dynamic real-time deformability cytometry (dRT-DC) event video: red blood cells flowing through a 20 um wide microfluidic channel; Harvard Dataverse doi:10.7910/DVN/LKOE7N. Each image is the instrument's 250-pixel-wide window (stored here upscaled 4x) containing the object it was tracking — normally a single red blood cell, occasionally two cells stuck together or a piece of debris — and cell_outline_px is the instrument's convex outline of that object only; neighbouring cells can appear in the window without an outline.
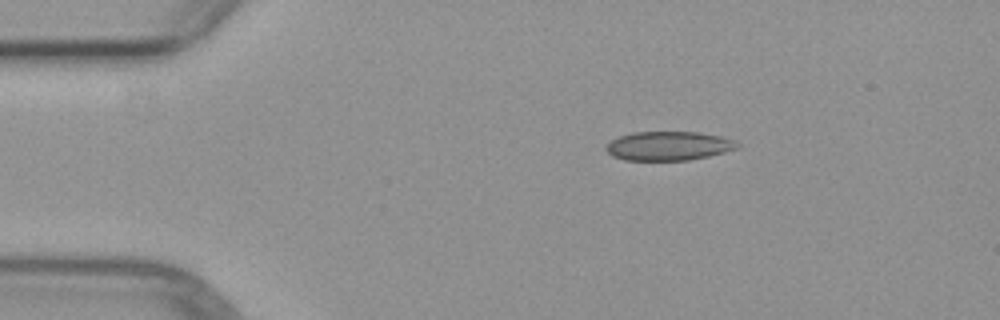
{"species": "common noctule bat (a hibernating species)", "species_latin": "Nyctalus noctula", "temperature_condition": "warm", "stored_images_in_passage": 3, "camera_frame_rate_fps": 3000, "um_per_image_px": 0.085, "animal": {"sex": "female", "body_mass_g": 29.2, "forearm_length_mm": 56.3}, "frame": {"image": 1, "passage_image": 1, "time_ms": 0.0, "image_size_px": [1000, 320], "cell_outline_px": [[740, 148], [708, 156], [688, 160], [624, 160], [612, 156], [604, 148], [612, 140], [620, 136], [632, 132], [696, 132], [720, 136], [732, 140], [740, 144]], "centroid_in_image_um": [56.82, 12.4], "position_along_channel_um": 28.2, "area_um2": 22.08}}
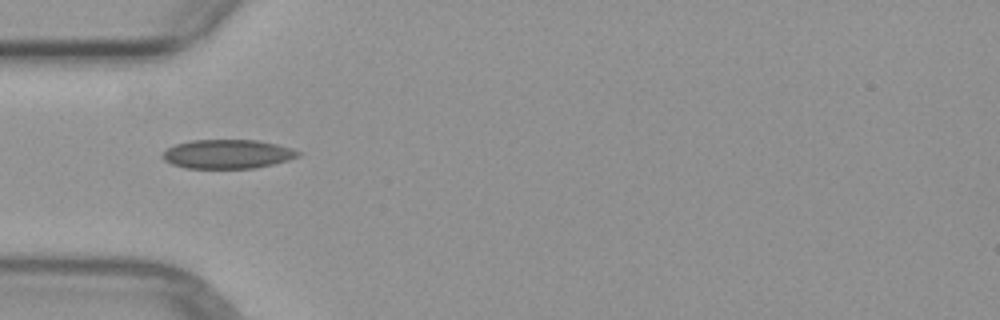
{"frame": {"image": 2, "passage_image": 3, "time_ms": 2.333, "image_size_px": [1000, 320], "cell_outline_px": [[300, 156], [288, 160], [272, 164], [252, 168], [184, 168], [172, 164], [164, 160], [160, 156], [168, 148], [176, 144], [192, 140], [256, 140], [276, 144], [292, 148], [300, 152]], "centroid_in_image_um": [19.32, 13.09], "position_along_channel_um": 65.7, "area_um2": 22.83}}